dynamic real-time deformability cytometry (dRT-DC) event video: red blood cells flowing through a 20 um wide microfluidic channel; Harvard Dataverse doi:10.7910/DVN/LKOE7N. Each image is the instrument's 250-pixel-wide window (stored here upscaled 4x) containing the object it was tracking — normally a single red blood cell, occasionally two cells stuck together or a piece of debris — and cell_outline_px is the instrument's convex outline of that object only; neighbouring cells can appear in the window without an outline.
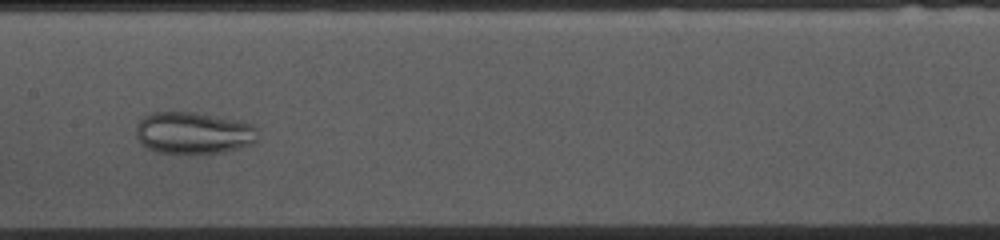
{"species": "common noctule bat (a hibernating species)", "species_latin": "Nyctalus noctula", "temperature_condition": "cold", "stored_images_in_passage": 53, "camera_frame_rate_fps": 3000, "um_per_image_px": 0.085, "animal": {"sex": "female", "body_mass_g": 10.0, "forearm_length_mm": 53.1}, "frame": {"image": 1, "passage_image": 25, "time_ms": 8.0, "image_size_px": [1000, 240], "cell_outline_px": [[256, 144], [224, 152], [196, 156], [188, 156], [156, 152], [140, 144], [136, 136], [136, 124], [144, 116], [152, 112], [196, 112], [240, 120], [252, 124], [256, 128]], "centroid_in_image_um": [16.44, 11.34], "position_along_channel_um": 191.0, "area_um2": 30.92}}
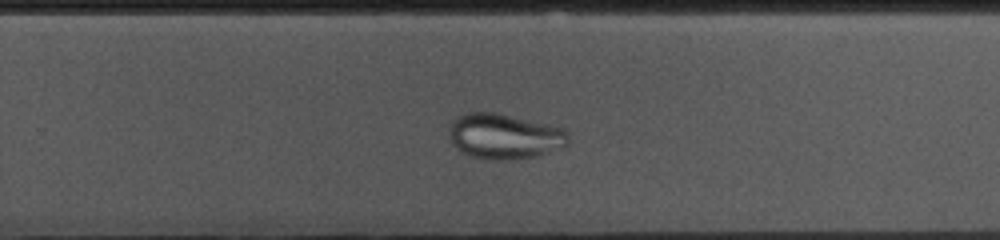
{"frame": {"image": 2, "passage_image": 33, "time_ms": 10.667, "image_size_px": [1000, 240], "cell_outline_px": [[568, 144], [564, 148], [532, 156], [508, 160], [488, 160], [472, 156], [460, 152], [456, 148], [452, 140], [448, 128], [452, 120], [456, 116], [468, 112], [496, 112], [564, 128], [568, 132]], "centroid_in_image_um": [42.86, 11.58], "position_along_channel_um": 286.9, "area_um2": 31.62}}
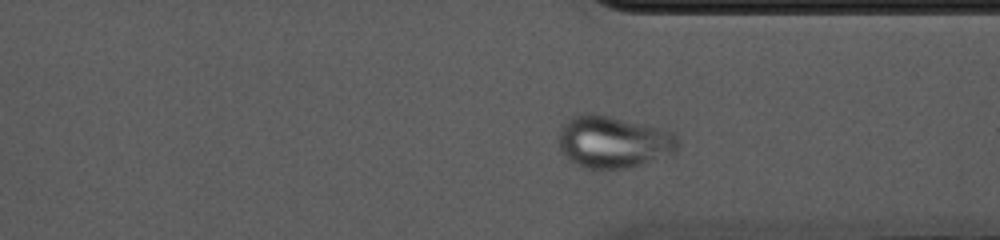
{"frame": {"image": 3, "passage_image": 39, "time_ms": 12.667, "image_size_px": [1000, 240], "cell_outline_px": [[676, 156], [628, 168], [584, 168], [576, 164], [560, 148], [556, 140], [560, 124], [576, 112], [596, 112], [676, 132]], "centroid_in_image_um": [52.13, 12.03], "position_along_channel_um": 359.3, "area_um2": 37.22}}